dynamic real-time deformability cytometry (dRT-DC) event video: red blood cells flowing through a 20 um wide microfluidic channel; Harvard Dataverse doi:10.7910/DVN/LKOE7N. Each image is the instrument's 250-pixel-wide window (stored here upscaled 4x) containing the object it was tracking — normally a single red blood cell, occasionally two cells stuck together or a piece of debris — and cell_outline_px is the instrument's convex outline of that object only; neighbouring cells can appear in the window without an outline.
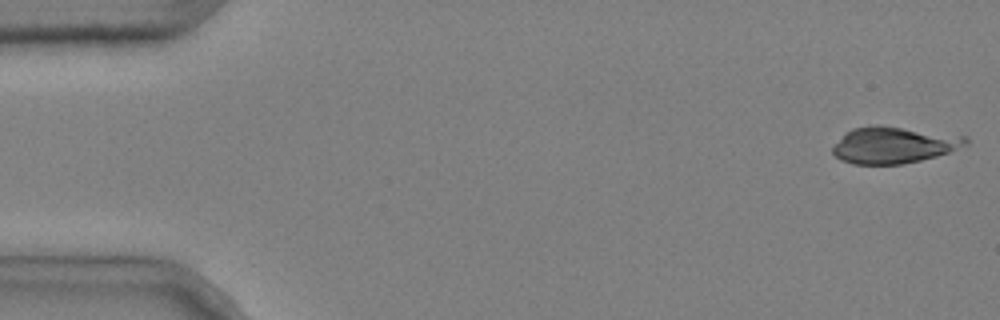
{"species": "common noctule bat (a hibernating species)", "species_latin": "Nyctalus noctula", "temperature_condition": "cold", "stored_images_in_passage": 5, "camera_frame_rate_fps": 3000, "um_per_image_px": 0.085, "animal": {"sex": "male", "body_mass_g": 20.4}, "frame": {"image": 1, "passage_image": 1, "time_ms": 0.0, "image_size_px": [1000, 320], "cell_outline_px": [[968, 144], [948, 152], [936, 156], [904, 164], [852, 164], [840, 160], [832, 152], [832, 148], [852, 128], [876, 124], [880, 124], [968, 136]], "centroid_in_image_um": [76.0, 12.31], "position_along_channel_um": 9.0, "area_um2": 28.38}}